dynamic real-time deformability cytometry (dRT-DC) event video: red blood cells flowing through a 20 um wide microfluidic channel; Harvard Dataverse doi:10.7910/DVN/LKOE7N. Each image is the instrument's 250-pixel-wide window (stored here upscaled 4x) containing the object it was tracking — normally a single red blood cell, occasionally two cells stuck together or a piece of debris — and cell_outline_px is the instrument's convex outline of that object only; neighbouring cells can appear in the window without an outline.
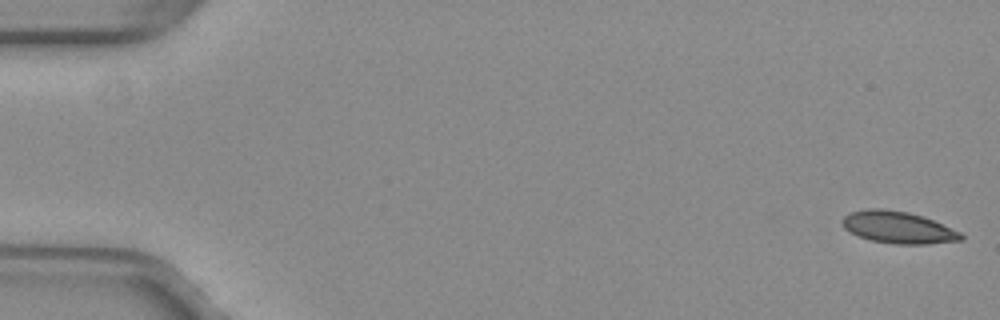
{"species": "common noctule bat (a hibernating species)", "species_latin": "Nyctalus noctula", "temperature_condition": "warm", "stored_images_in_passage": 53, "camera_frame_rate_fps": 3000, "um_per_image_px": 0.085, "animal": {"sex": "female", "body_mass_g": 29.2, "forearm_length_mm": 56.3}, "frame": {"image": 1, "passage_image": 1, "time_ms": 0.0, "image_size_px": [1000, 320], "cell_outline_px": [[964, 240], [928, 244], [896, 244], [872, 240], [860, 236], [844, 228], [840, 220], [848, 212], [864, 208], [884, 208], [908, 212], [924, 216], [960, 232], [964, 236]], "centroid_in_image_um": [76.33, 19.31], "position_along_channel_um": 8.7, "area_um2": 22.25}}
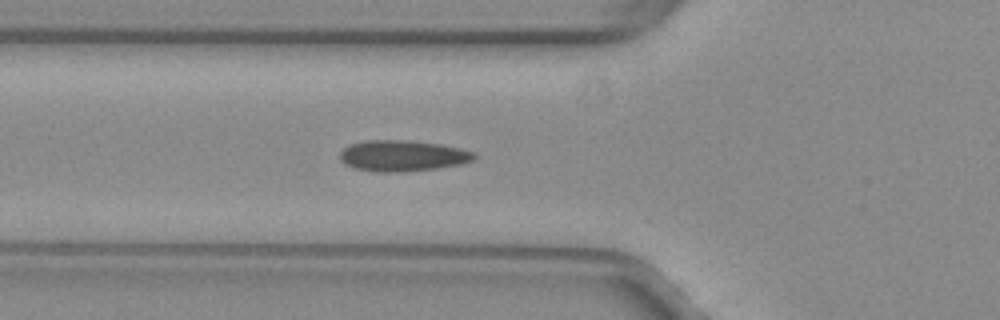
{"frame": {"image": 2, "passage_image": 19, "time_ms": 6.0, "image_size_px": [1000, 320], "cell_outline_px": [[476, 156], [472, 160], [460, 164], [436, 168], [404, 172], [376, 172], [356, 168], [344, 164], [340, 160], [340, 152], [348, 144], [368, 140], [408, 140], [440, 144], [460, 148], [472, 152]], "centroid_in_image_um": [34.17, 13.24], "position_along_channel_um": 91.6, "area_um2": 24.22}}
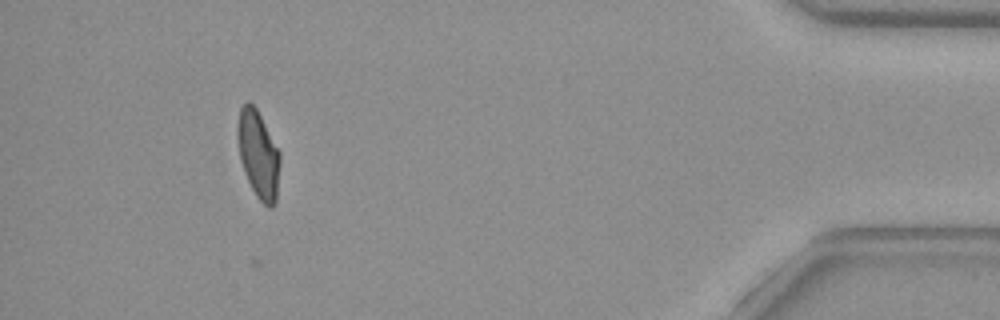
{"frame": {"image": 3, "passage_image": 48, "time_ms": 15.667, "image_size_px": [1000, 320], "cell_outline_px": [[280, 160], [276, 204], [272, 208], [268, 208], [256, 196], [244, 172], [240, 160], [236, 136], [236, 128], [240, 108], [248, 100], [256, 108], [280, 152]], "centroid_in_image_um": [21.94, 13.14], "position_along_channel_um": 413.3, "area_um2": 21.79}, "authors_computed_cell_mechanics": {"area_um2": 22.5998, "velocity_mm_per_s": 3.9891, "shape_relaxation_time_tau1_ms": null, "shape_relaxation_time_tau2_ms": 1.2454, "deformation_change_tau1": null, "deformation_change_tau2": 0.0748}}